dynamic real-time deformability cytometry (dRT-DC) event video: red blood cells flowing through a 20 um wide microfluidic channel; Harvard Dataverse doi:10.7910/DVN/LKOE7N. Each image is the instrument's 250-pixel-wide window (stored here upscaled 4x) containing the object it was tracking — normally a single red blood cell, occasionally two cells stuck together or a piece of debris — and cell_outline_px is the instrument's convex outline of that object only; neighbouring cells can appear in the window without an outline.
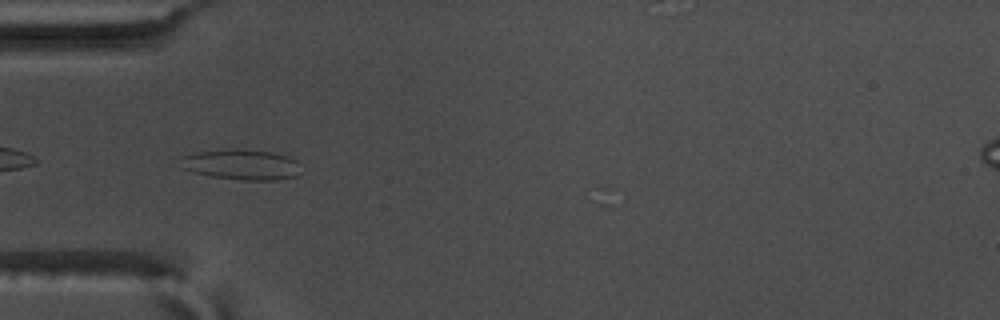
{"species": "common noctule bat (a hibernating species)", "species_latin": "Nyctalus noctula", "temperature_condition": "warm", "stored_images_in_passage": 37, "camera_frame_rate_fps": 3000, "um_per_image_px": 0.085, "animal": {"sex": "male", "body_mass_g": 17.5, "forearm_length_mm": 52.3}, "frame": {"image": 1, "passage_image": 2, "time_ms": 0.333, "image_size_px": [1000, 320], "cell_outline_px": [[304, 172], [296, 176], [276, 180], [240, 180], [212, 176], [192, 172], [180, 168], [180, 156], [192, 152], [228, 148], [236, 148], [272, 152], [288, 156], [296, 160]], "centroid_in_image_um": [20.5, 13.97], "position_along_channel_um": 64.5, "area_um2": 22.02}}
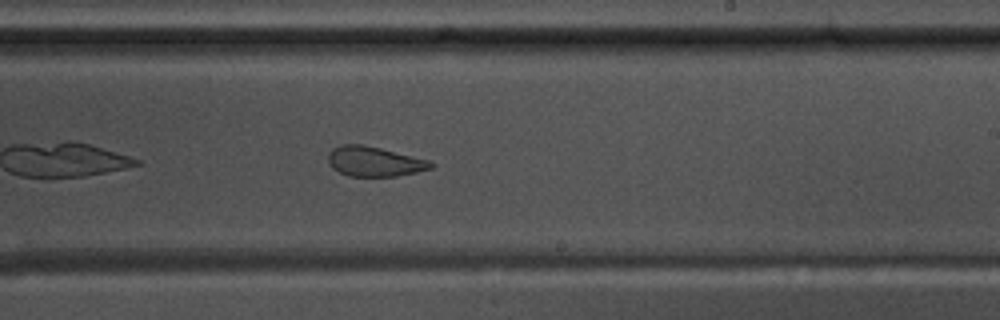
{"frame": {"image": 2, "passage_image": 18, "time_ms": 5.667, "image_size_px": [1000, 320], "cell_outline_px": [[436, 164], [432, 168], [416, 172], [396, 176], [348, 176], [332, 168], [328, 160], [328, 152], [332, 148], [340, 144], [364, 144], [432, 160]], "centroid_in_image_um": [31.84, 13.71], "position_along_channel_um": 257.2, "area_um2": 18.15}}
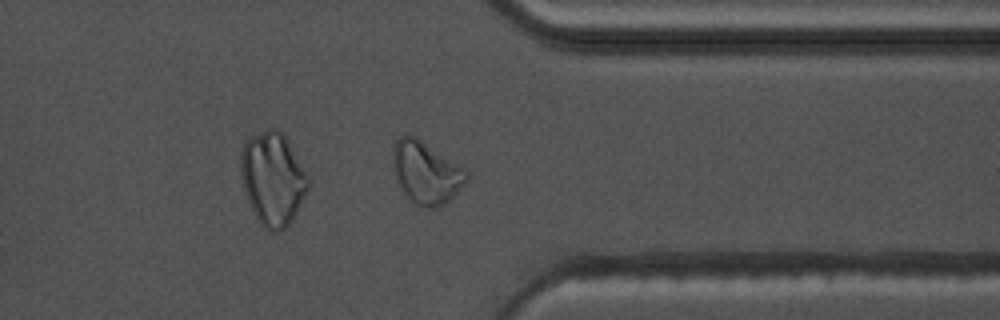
{"frame": {"image": 3, "passage_image": 28, "time_ms": 9.0, "image_size_px": [1000, 320], "cell_outline_px": [[468, 180], [444, 204], [432, 208], [420, 208], [404, 192], [396, 176], [392, 156], [392, 152], [396, 140], [400, 136], [416, 136], [460, 164], [468, 172]], "centroid_in_image_um": [36.24, 14.65], "position_along_channel_um": 375.2, "area_um2": 26.41}, "authors_computed_cell_mechanics": {"area_um2": 19.1896, "velocity_mm_per_s": 3.6441, "shape_relaxation_time_tau1_ms": null, "shape_relaxation_time_tau2_ms": 2.005, "deformation_change_tau1": null, "deformation_change_tau2": 0.0906}}